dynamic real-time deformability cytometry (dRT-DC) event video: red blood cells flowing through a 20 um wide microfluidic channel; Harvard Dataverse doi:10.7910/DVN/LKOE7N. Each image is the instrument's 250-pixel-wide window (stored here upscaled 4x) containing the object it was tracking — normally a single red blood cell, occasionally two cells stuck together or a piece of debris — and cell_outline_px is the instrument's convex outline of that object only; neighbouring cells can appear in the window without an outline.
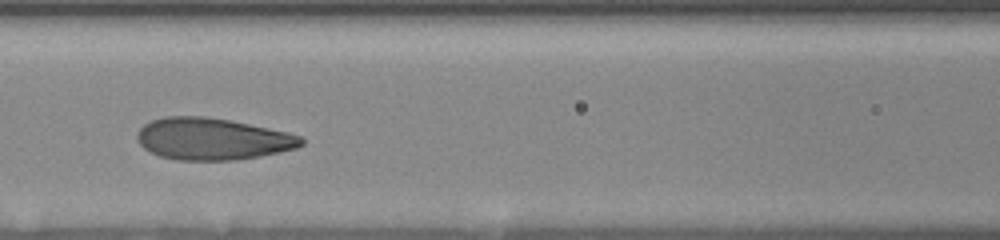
{"species": "human", "species_latin": "Homo sapiens", "temperature_condition": "room temperature", "stored_images_in_passage": 27, "camera_frame_rate_fps": 3000, "um_per_image_px": 0.085, "donor": {"sex": "female"}, "frame": {"image": 1, "passage_image": 6, "time_ms": 5.333, "image_size_px": [1000, 240], "cell_outline_px": [[304, 144], [296, 148], [280, 152], [260, 156], [236, 160], [176, 160], [160, 156], [144, 148], [136, 140], [136, 136], [140, 128], [144, 124], [152, 120], [164, 116], [204, 116], [228, 120], [288, 132], [300, 136], [304, 140]], "centroid_in_image_um": [18.04, 11.81], "position_along_channel_um": 148.6, "area_um2": 40.0}}
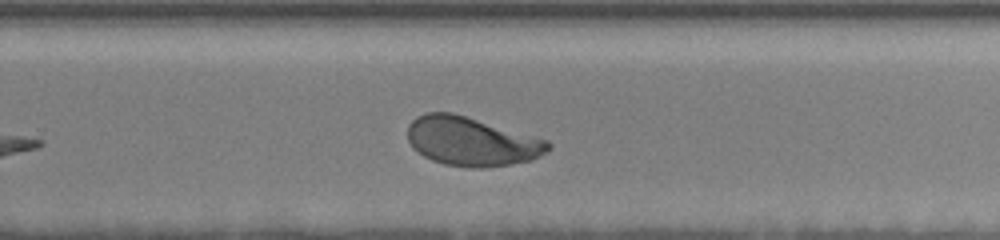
{"frame": {"image": 2, "passage_image": 14, "time_ms": 9.333, "image_size_px": [1000, 240], "cell_outline_px": [[552, 148], [532, 160], [484, 168], [472, 168], [444, 164], [432, 160], [424, 156], [412, 148], [408, 140], [408, 124], [416, 116], [428, 112], [452, 112], [548, 140], [552, 144]], "centroid_in_image_um": [40.06, 12.02], "position_along_channel_um": 289.7, "area_um2": 40.06}}
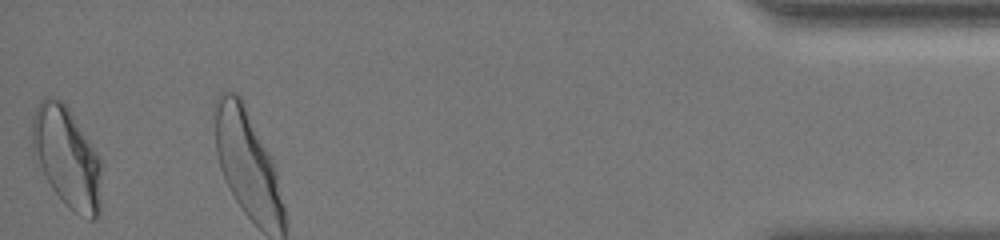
{"frame": {"image": 3, "passage_image": 27, "time_ms": 14.333, "image_size_px": [1000, 240], "cell_outline_px": [[100, 216], [96, 220], [88, 220], [68, 208], [52, 188], [32, 156], [32, 116], [40, 100], [44, 96], [52, 96], [60, 100], [68, 108], [96, 152], [100, 160]], "centroid_in_image_um": [5.65, 13.4], "position_along_channel_um": 429.5, "area_um2": 40.58}, "authors_computed_cell_mechanics": {"area_um2": 40.0554, "velocity_mm_per_s": 3.5401, "shape_relaxation_time_tau1_ms": 2.5375, "shape_relaxation_time_tau2_ms": null, "deformation_change_tau1": 0.1446, "deformation_change_tau2": null}}